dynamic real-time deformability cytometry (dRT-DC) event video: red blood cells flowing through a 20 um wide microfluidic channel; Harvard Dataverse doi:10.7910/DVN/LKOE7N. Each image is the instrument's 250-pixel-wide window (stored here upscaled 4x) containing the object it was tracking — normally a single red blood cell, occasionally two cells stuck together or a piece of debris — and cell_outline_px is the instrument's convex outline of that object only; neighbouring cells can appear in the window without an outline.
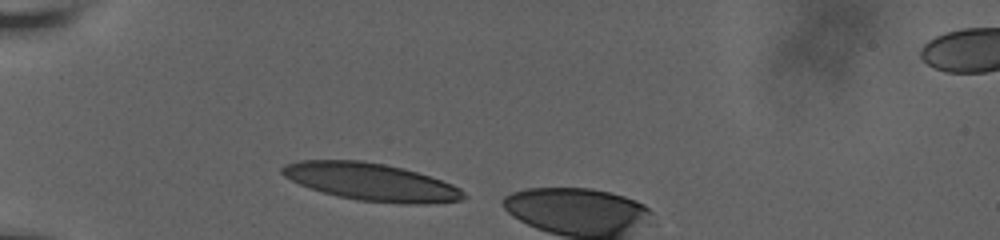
{"species": "human", "species_latin": "Homo sapiens", "temperature_condition": "room temperature", "stored_images_in_passage": 3, "camera_frame_rate_fps": 3000, "um_per_image_px": 0.085, "donor": {"sex": "male"}, "frame": {"image": 1, "passage_image": 1, "time_ms": 0.0, "image_size_px": [1000, 240], "cell_outline_px": [[468, 196], [460, 200], [424, 204], [404, 204], [356, 200], [336, 196], [308, 188], [284, 176], [280, 172], [280, 168], [284, 164], [300, 160], [364, 160], [404, 168], [452, 184], [460, 188]], "centroid_in_image_um": [31.52, 15.46], "position_along_channel_um": 53.5, "area_um2": 39.77}}